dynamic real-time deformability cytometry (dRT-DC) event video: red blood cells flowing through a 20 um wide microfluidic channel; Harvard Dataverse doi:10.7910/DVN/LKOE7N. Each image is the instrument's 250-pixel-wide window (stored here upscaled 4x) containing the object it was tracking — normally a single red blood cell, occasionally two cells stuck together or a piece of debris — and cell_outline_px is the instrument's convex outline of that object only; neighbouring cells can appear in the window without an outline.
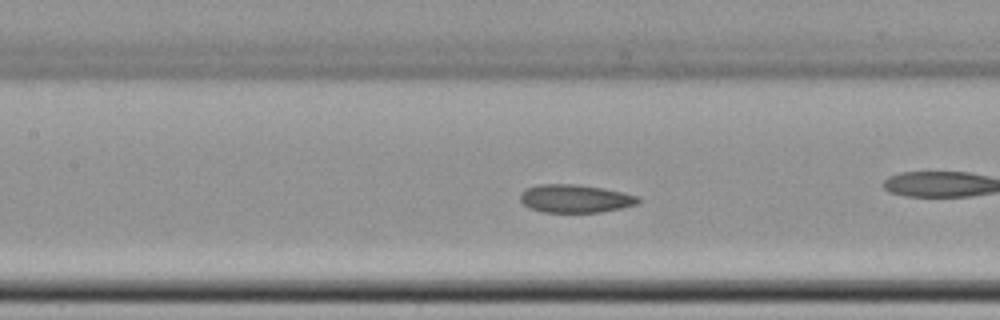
{"species": "common noctule bat (a hibernating species)", "species_latin": "Nyctalus noctula", "temperature_condition": "cold", "stored_images_in_passage": 56, "camera_frame_rate_fps": 3000, "um_per_image_px": 0.085, "animal": {"sex": "female", "body_mass_g": 22.7, "forearm_length_mm": 54.2}, "frame": {"image": 1, "passage_image": 25, "time_ms": 8.0, "image_size_px": [1000, 320], "cell_outline_px": [[640, 200], [636, 204], [620, 208], [600, 212], [544, 212], [532, 208], [524, 204], [520, 200], [520, 192], [528, 188], [540, 184], [576, 184], [604, 188], [624, 192], [640, 196]], "centroid_in_image_um": [48.92, 16.87], "position_along_channel_um": 158.5, "area_um2": 19.25}, "authors_computed_cell_mechanics": {"area_um2": 19.9121, "velocity_mm_per_s": 3.6482, "shape_relaxation_time_tau1_ms": null, "shape_relaxation_time_tau2_ms": 2.7944, "deformation_change_tau1": null, "deformation_change_tau2": 0.0829}}